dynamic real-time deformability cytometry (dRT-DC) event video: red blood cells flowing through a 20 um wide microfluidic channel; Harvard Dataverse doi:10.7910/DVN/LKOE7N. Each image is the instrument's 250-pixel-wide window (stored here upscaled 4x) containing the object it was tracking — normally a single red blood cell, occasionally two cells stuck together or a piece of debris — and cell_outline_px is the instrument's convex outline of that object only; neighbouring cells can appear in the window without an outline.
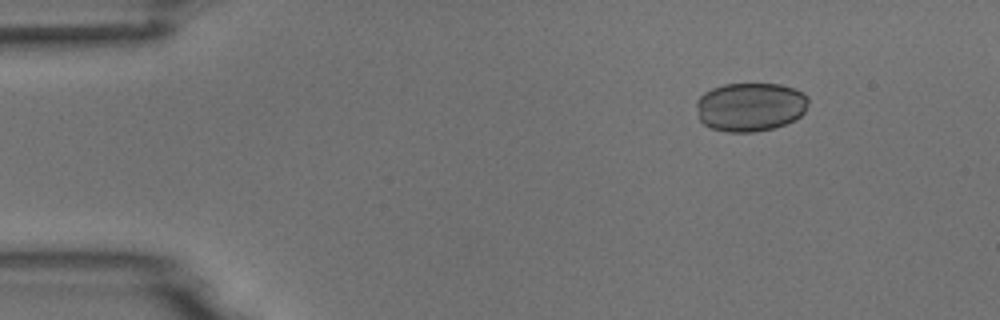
{"species": "common noctule bat (a hibernating species)", "species_latin": "Nyctalus noctula", "temperature_condition": "room temperature", "stored_images_in_passage": 4, "camera_frame_rate_fps": 3000, "um_per_image_px": 0.085, "animal": {"sex": "male", "body_mass_g": 18.8}, "frame": {"image": 1, "passage_image": 2, "time_ms": 1.0, "image_size_px": [1000, 320], "cell_outline_px": [[808, 104], [804, 112], [800, 116], [784, 124], [772, 128], [756, 132], [728, 132], [712, 128], [704, 124], [700, 120], [696, 104], [696, 100], [704, 92], [712, 88], [724, 84], [780, 84], [792, 88], [808, 96]], "centroid_in_image_um": [63.75, 9.08], "position_along_channel_um": 21.2, "area_um2": 31.73}}